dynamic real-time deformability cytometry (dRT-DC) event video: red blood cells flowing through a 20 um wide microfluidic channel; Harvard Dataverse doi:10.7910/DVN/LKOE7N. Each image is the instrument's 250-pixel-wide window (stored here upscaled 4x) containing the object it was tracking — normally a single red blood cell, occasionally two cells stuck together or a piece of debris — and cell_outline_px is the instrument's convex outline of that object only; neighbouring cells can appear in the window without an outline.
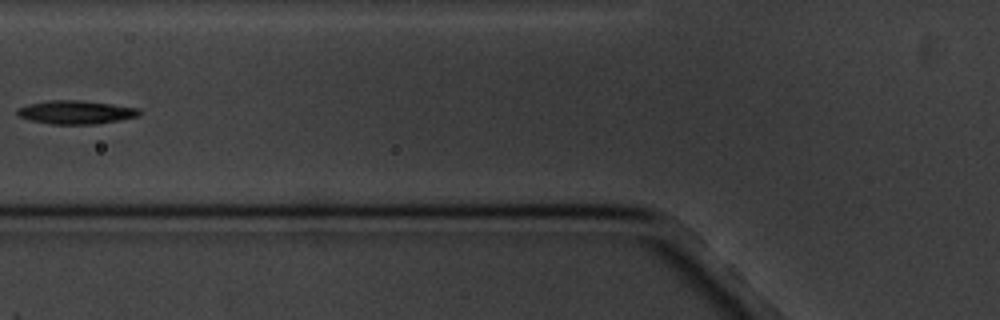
{"species": "common noctule bat (a hibernating species)", "species_latin": "Nyctalus noctula", "temperature_condition": "cold", "stored_images_in_passage": 7, "segment_of_instrument_passage": [2, 2], "camera_frame_rate_fps": 3000, "um_per_image_px": 0.085, "animal": {"sex": "male", "body_mass_g": 20.1, "forearm_length_mm": 53.5}, "frame": {"image": 1, "passage_image": 7, "time_ms": 6.667, "image_size_px": [1000, 320], "cell_outline_px": [[140, 116], [120, 120], [96, 124], [52, 124], [32, 120], [16, 116], [16, 108], [28, 104], [48, 100], [80, 100], [112, 104], [140, 108]], "centroid_in_image_um": [6.44, 9.53], "position_along_channel_um": 119.4, "area_um2": 16.82}}